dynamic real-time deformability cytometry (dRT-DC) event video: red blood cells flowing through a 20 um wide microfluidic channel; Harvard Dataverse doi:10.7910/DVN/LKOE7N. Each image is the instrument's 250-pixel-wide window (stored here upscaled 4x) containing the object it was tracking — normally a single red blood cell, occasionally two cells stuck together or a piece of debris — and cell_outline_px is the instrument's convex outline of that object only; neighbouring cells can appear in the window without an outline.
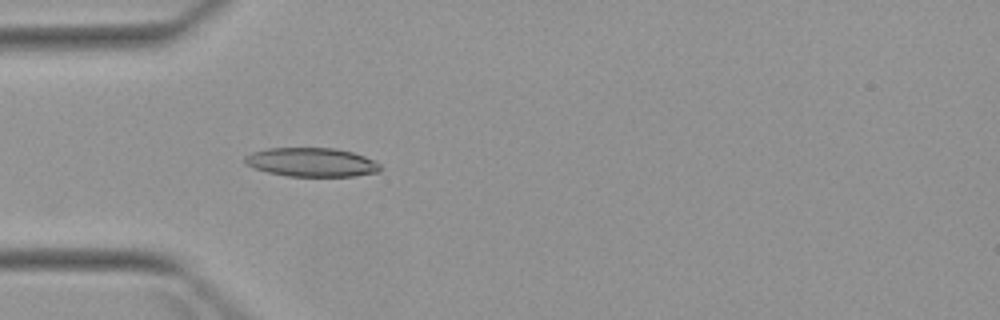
{"species": "Egyptian fruit bat (a non-hibernating species)", "species_latin": "Rousettus aegyptiacus", "temperature_condition": "warm", "stored_images_in_passage": 5, "camera_frame_rate_fps": 3000, "um_per_image_px": 0.085, "animal": {"sex": "female"}, "frame": {"image": 1, "passage_image": 5, "time_ms": 4.667, "image_size_px": [1000, 320], "cell_outline_px": [[384, 168], [380, 172], [356, 176], [288, 176], [268, 172], [252, 168], [244, 164], [244, 156], [252, 152], [268, 148], [332, 148], [352, 152], [364, 156], [380, 164]], "centroid_in_image_um": [26.48, 13.79], "position_along_channel_um": 58.5, "area_um2": 22.95}}